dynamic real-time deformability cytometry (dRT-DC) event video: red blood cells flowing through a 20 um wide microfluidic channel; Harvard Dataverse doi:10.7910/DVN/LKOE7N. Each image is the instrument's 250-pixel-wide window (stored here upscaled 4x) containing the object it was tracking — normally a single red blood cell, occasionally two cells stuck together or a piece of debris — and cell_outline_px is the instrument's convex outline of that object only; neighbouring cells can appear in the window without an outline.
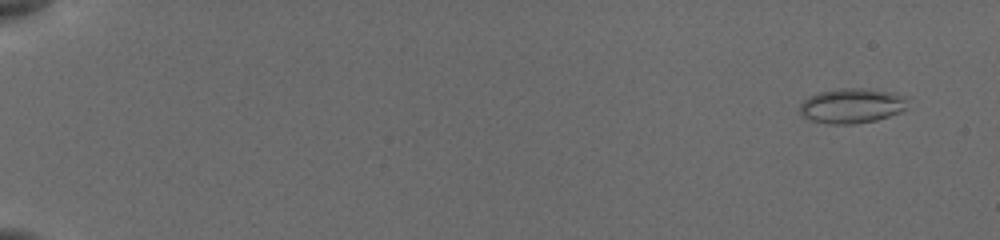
{"species": "common noctule bat (a hibernating species)", "species_latin": "Nyctalus noctula", "temperature_condition": "cold", "stored_images_in_passage": 33, "camera_frame_rate_fps": 3000, "um_per_image_px": 0.085, "animal": {"sex": "female", "body_mass_g": 19.5, "forearm_length_mm": 54.1}, "frame": {"image": 1, "passage_image": 4, "time_ms": 1.0, "image_size_px": [1000, 240], "cell_outline_px": [[904, 108], [900, 112], [876, 120], [852, 124], [832, 124], [812, 120], [800, 116], [800, 104], [808, 96], [820, 92], [840, 88], [864, 88], [892, 92], [904, 96]], "centroid_in_image_um": [72.34, 8.98], "position_along_channel_um": 12.7, "area_um2": 21.68}}
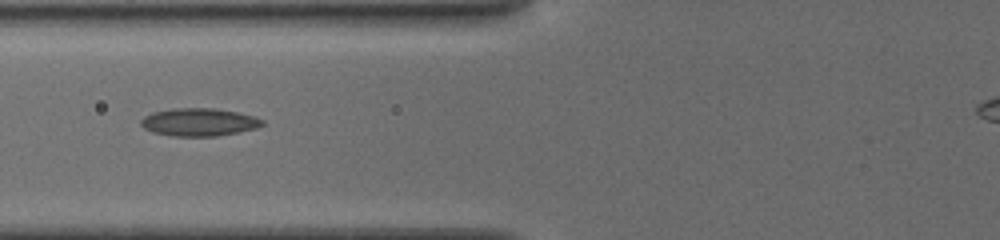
{"frame": {"image": 2, "passage_image": 26, "time_ms": 8.0, "image_size_px": [1000, 240], "cell_outline_px": [[264, 124], [256, 128], [240, 132], [216, 136], [172, 136], [152, 132], [144, 128], [140, 124], [140, 120], [144, 116], [152, 112], [172, 108], [212, 108], [236, 112], [252, 116], [264, 120]], "centroid_in_image_um": [16.88, 10.38], "position_along_channel_um": 108.9, "area_um2": 19.71}}
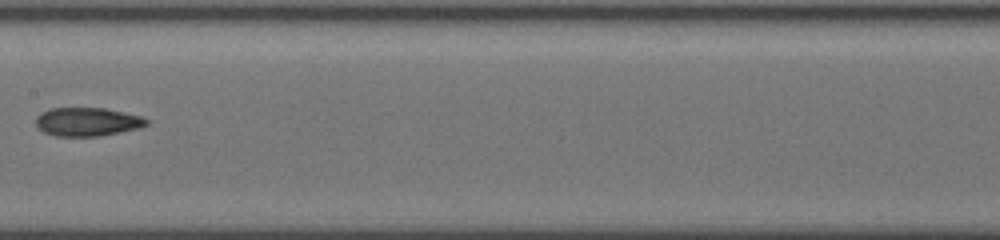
{"frame": {"image": 3, "passage_image": 32, "time_ms": 10.333, "image_size_px": [1000, 240], "cell_outline_px": [[148, 124], [136, 128], [120, 132], [100, 136], [56, 136], [44, 132], [36, 124], [36, 116], [40, 112], [48, 108], [104, 108], [140, 116], [148, 120]], "centroid_in_image_um": [7.37, 10.35], "position_along_channel_um": 200.0, "area_um2": 18.26}}